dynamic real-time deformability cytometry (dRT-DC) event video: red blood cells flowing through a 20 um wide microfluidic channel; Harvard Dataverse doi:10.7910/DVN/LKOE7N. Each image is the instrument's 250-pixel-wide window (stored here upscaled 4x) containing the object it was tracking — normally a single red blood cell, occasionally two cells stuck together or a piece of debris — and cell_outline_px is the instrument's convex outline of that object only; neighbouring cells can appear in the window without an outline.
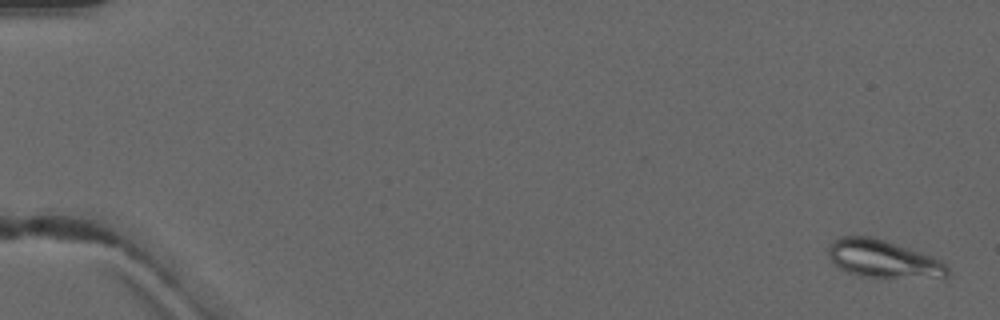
{"species": "common noctule bat (a hibernating species)", "species_latin": "Nyctalus noctula", "temperature_condition": "warm", "stored_images_in_passage": 5, "camera_frame_rate_fps": 3000, "um_per_image_px": 0.085, "animal": {"sex": "male", "forearm_length_mm": 52.5}, "frame": {"image": 1, "passage_image": 1, "time_ms": 0.0, "image_size_px": [1000, 320], "cell_outline_px": [[948, 276], [860, 276], [848, 272], [840, 268], [828, 256], [828, 248], [832, 240], [840, 236], [872, 236], [932, 256], [940, 260], [948, 268]], "centroid_in_image_um": [74.98, 21.96], "position_along_channel_um": 10.0, "area_um2": 25.37}}